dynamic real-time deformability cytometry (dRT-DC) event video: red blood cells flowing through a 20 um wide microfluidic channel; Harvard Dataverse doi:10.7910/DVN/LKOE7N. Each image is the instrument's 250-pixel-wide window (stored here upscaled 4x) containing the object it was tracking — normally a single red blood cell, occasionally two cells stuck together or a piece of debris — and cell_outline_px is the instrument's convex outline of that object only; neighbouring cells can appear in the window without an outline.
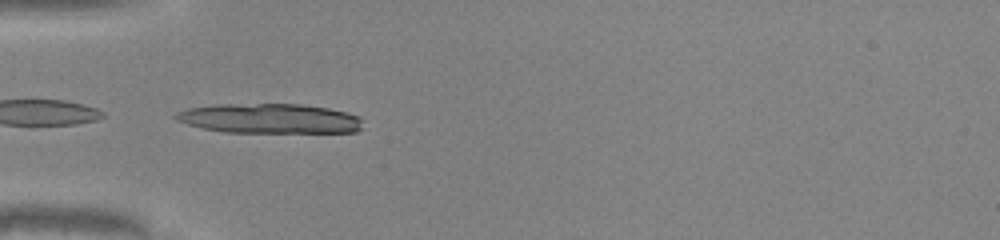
{"species": "common noctule bat (a hibernating species)", "species_latin": "Nyctalus noctula", "temperature_condition": "warm", "stored_images_in_passage": 34, "camera_frame_rate_fps": 3000, "um_per_image_px": 0.085, "animal": {"sex": "male", "body_mass_g": 20.0, "forearm_length_mm": 53.3}, "frame": {"image": 1, "passage_image": 1, "time_ms": 0.0, "image_size_px": [1000, 240], "cell_outline_px": [[360, 128], [356, 132], [224, 132], [204, 128], [188, 124], [176, 120], [172, 116], [176, 112], [188, 108], [212, 104], [300, 104], [328, 108], [348, 112], [360, 116]], "centroid_in_image_um": [22.88, 10.06], "position_along_channel_um": 62.1, "area_um2": 32.43}}